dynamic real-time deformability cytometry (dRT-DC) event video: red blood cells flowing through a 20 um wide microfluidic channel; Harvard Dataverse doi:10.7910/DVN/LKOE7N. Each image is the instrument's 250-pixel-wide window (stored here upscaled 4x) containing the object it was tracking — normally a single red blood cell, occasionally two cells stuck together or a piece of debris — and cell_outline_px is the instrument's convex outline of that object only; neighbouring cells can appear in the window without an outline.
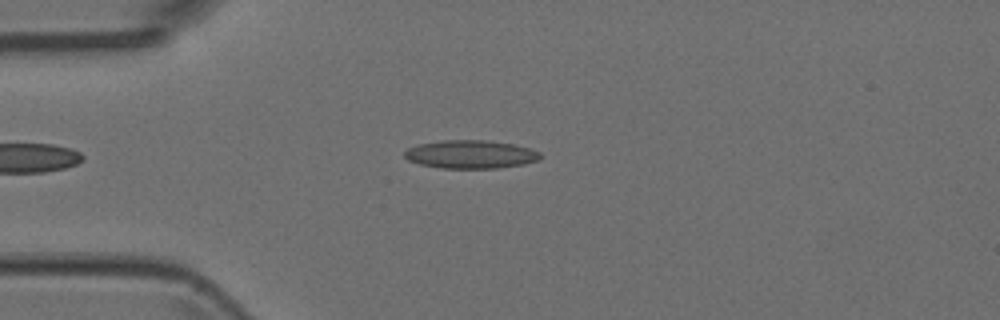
{"species": "Egyptian fruit bat (a non-hibernating species)", "species_latin": "Rousettus aegyptiacus", "temperature_condition": "room temperature", "stored_images_in_passage": 5, "camera_frame_rate_fps": 3000, "um_per_image_px": 0.085, "animal": {"sex": "female"}, "frame": {"image": 1, "passage_image": 4, "time_ms": 1.0, "image_size_px": [1000, 320], "cell_outline_px": [[540, 160], [524, 164], [496, 168], [444, 168], [420, 164], [408, 160], [404, 156], [404, 152], [408, 148], [416, 144], [440, 140], [488, 140], [512, 144], [528, 148], [540, 152]], "centroid_in_image_um": [39.98, 13.11], "position_along_channel_um": 45.0, "area_um2": 22.37}}